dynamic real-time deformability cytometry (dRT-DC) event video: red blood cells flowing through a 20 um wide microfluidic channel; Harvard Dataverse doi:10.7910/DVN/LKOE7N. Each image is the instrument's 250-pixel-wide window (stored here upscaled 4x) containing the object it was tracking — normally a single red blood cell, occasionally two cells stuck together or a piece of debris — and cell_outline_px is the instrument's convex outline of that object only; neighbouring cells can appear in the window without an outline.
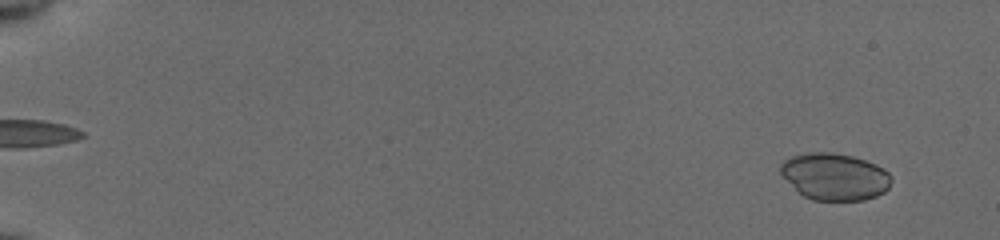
{"species": "common noctule bat (a hibernating species)", "species_latin": "Nyctalus noctula", "temperature_condition": "cold", "stored_images_in_passage": 54, "camera_frame_rate_fps": 3000, "um_per_image_px": 0.085, "animal": {"sex": "female", "body_mass_g": 19.5, "forearm_length_mm": 54.1}, "frame": {"image": 1, "passage_image": 4, "time_ms": 1.0, "image_size_px": [1000, 240], "cell_outline_px": [[892, 180], [888, 188], [884, 192], [876, 196], [864, 200], [812, 200], [804, 196], [780, 172], [780, 164], [784, 160], [792, 156], [812, 152], [832, 152], [852, 156], [876, 164], [884, 168], [892, 176]], "centroid_in_image_um": [70.99, 15.01], "position_along_channel_um": 14.0, "area_um2": 30.11}}
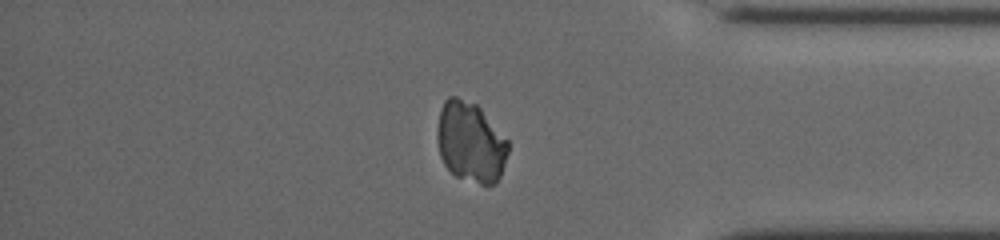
{"frame": {"image": 2, "passage_image": 47, "time_ms": 15.333, "image_size_px": [1000, 240], "cell_outline_px": [[508, 152], [500, 176], [496, 184], [480, 184], [456, 176], [444, 164], [440, 156], [436, 136], [440, 108], [444, 100], [448, 96], [456, 96], [476, 104], [480, 108], [508, 140]], "centroid_in_image_um": [39.98, 12.07], "position_along_channel_um": 395.2, "area_um2": 33.23}}
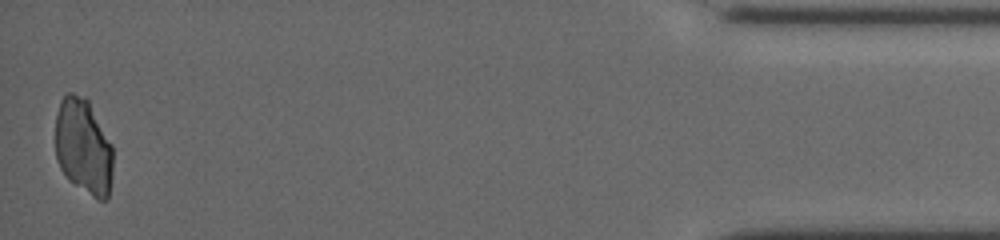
{"frame": {"image": 3, "passage_image": 54, "time_ms": 17.667, "image_size_px": [1000, 240], "cell_outline_px": [[112, 176], [108, 200], [96, 200], [68, 180], [60, 168], [56, 160], [56, 112], [60, 100], [68, 92], [72, 92], [84, 96], [88, 100], [112, 144]], "centroid_in_image_um": [7.09, 12.48], "position_along_channel_um": 428.1, "area_um2": 32.6}}